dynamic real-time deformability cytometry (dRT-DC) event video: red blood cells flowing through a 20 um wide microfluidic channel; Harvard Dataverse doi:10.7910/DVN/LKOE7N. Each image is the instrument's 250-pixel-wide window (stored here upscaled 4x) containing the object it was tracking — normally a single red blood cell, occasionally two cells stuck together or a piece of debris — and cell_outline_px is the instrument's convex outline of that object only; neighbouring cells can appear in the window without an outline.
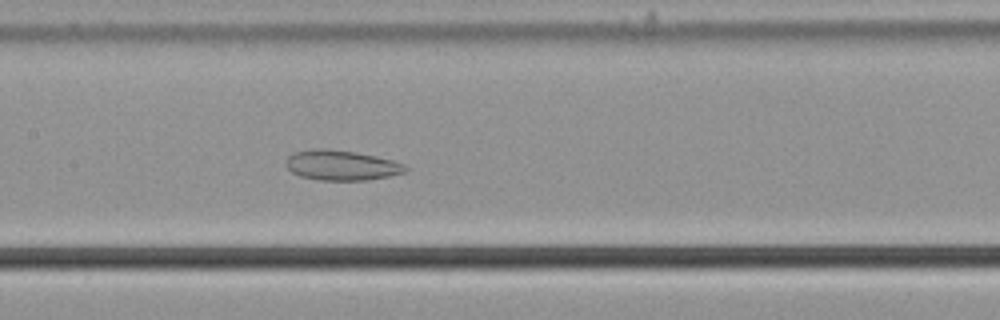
{"species": "common noctule bat (a hibernating species)", "species_latin": "Nyctalus noctula", "temperature_condition": "cold", "stored_images_in_passage": 47, "camera_frame_rate_fps": 3000, "um_per_image_px": 0.085, "animal": {"sex": "male", "body_mass_g": 21.5, "forearm_length_mm": 52.0}, "frame": {"image": 1, "passage_image": 18, "time_ms": 5.667, "image_size_px": [1000, 320], "cell_outline_px": [[408, 168], [404, 172], [388, 176], [368, 180], [320, 180], [300, 176], [292, 172], [284, 164], [288, 156], [292, 152], [316, 148], [328, 148], [356, 152], [376, 156], [392, 160], [404, 164]], "centroid_in_image_um": [28.99, 14.03], "position_along_channel_um": 178.4, "area_um2": 21.04}}
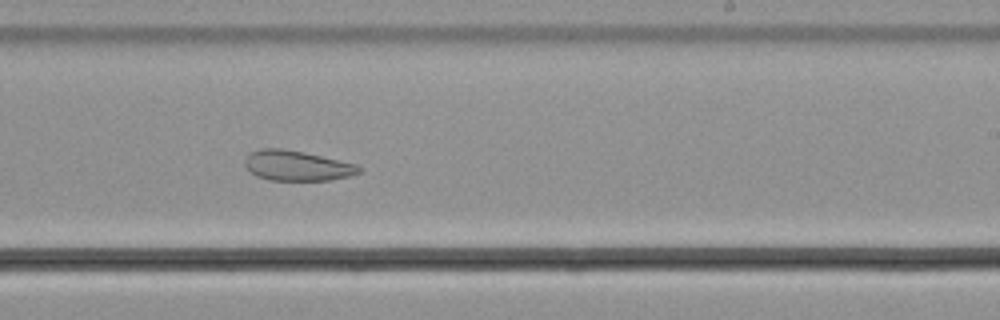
{"frame": {"image": 2, "passage_image": 25, "time_ms": 8.0, "image_size_px": [1000, 320], "cell_outline_px": [[360, 172], [348, 176], [328, 180], [268, 180], [256, 176], [244, 164], [244, 160], [252, 152], [260, 148], [280, 148], [304, 152], [356, 164], [360, 168]], "centroid_in_image_um": [25.21, 14.08], "position_along_channel_um": 263.8, "area_um2": 19.77}}
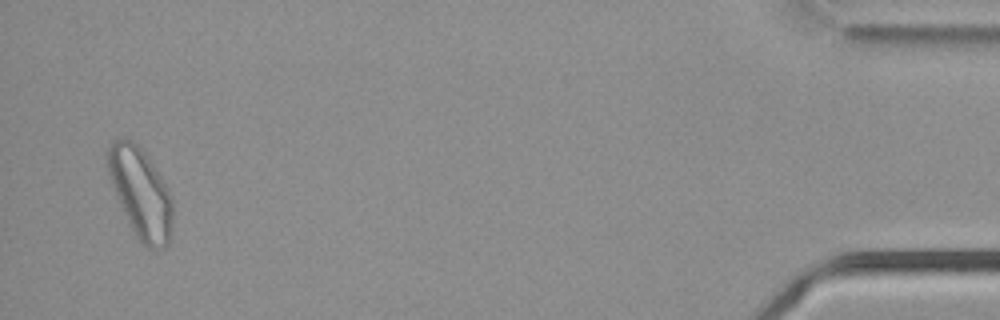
{"frame": {"image": 3, "passage_image": 45, "time_ms": 14.667, "image_size_px": [1000, 320], "cell_outline_px": [[172, 224], [168, 244], [164, 248], [148, 248], [136, 236], [116, 196], [108, 172], [108, 148], [112, 140], [128, 136], [148, 156], [168, 188], [172, 196]], "centroid_in_image_um": [11.96, 16.37], "position_along_channel_um": 423.2, "area_um2": 33.76}, "authors_computed_cell_mechanics": {"area_um2": 26.3568, "velocity_mm_per_s": 3.6665, "shape_relaxation_time_tau1_ms": null, "shape_relaxation_time_tau2_ms": 6.4343, "deformation_change_tau1": null, "deformation_change_tau2": 0.1395}}